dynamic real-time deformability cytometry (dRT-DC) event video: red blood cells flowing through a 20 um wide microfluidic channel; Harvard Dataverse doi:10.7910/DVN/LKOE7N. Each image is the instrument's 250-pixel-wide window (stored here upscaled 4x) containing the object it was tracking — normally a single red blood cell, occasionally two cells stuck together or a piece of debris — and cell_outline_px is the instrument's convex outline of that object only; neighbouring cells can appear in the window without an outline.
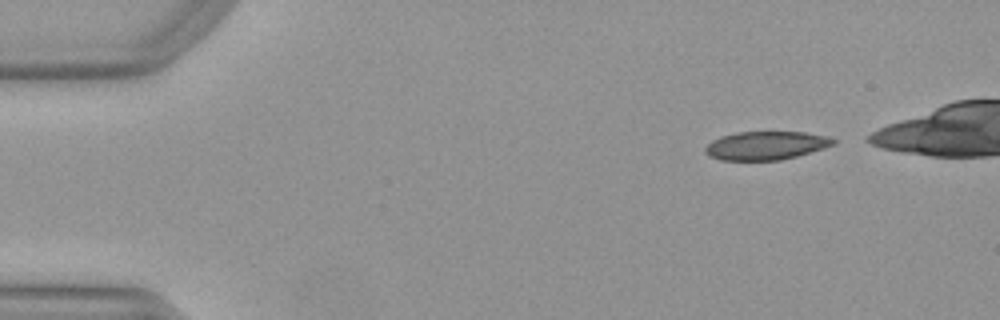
{"species": "Egyptian fruit bat (a non-hibernating species)", "species_latin": "Rousettus aegyptiacus", "temperature_condition": "warm", "stored_images_in_passage": 42, "camera_frame_rate_fps": 3000, "um_per_image_px": 0.085, "animal": {"sex": "female"}, "frame": {"image": 1, "passage_image": 2, "time_ms": 0.333, "image_size_px": [1000, 320], "cell_outline_px": [[836, 140], [832, 144], [824, 148], [796, 156], [780, 160], [720, 160], [708, 156], [704, 152], [704, 148], [712, 140], [720, 136], [740, 132], [804, 132], [824, 136]], "centroid_in_image_um": [65.03, 12.37], "position_along_channel_um": 20.0, "area_um2": 21.04}}
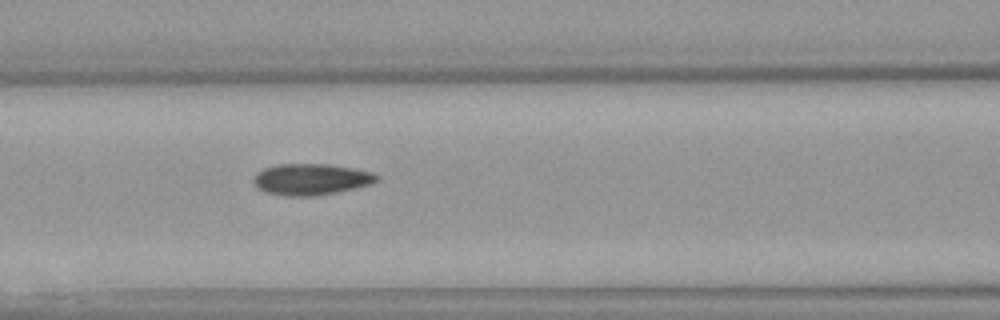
{"frame": {"image": 2, "passage_image": 18, "time_ms": 5.667, "image_size_px": [1000, 320], "cell_outline_px": [[380, 180], [372, 184], [336, 192], [312, 196], [284, 196], [264, 192], [256, 188], [252, 180], [256, 172], [264, 168], [276, 164], [328, 164], [352, 168], [372, 172], [380, 176]], "centroid_in_image_um": [26.41, 15.24], "position_along_channel_um": 140.2, "area_um2": 22.72}}
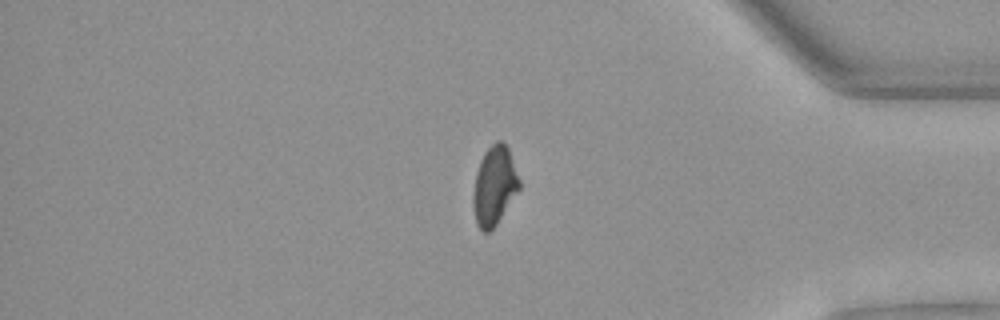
{"frame": {"image": 3, "passage_image": 39, "time_ms": 12.667, "image_size_px": [1000, 320], "cell_outline_px": [[520, 188], [496, 224], [488, 232], [484, 232], [476, 224], [472, 204], [472, 196], [476, 172], [480, 160], [484, 152], [496, 140], [500, 140], [508, 148], [520, 180]], "centroid_in_image_um": [42.0, 15.78], "position_along_channel_um": 393.2, "area_um2": 21.1}, "authors_computed_cell_mechanics": {"area_um2": 21.6461, "velocity_mm_per_s": 3.9906, "shape_relaxation_time_tau1_ms": null, "shape_relaxation_time_tau2_ms": 2.5226, "deformation_change_tau1": null, "deformation_change_tau2": 0.0908}}